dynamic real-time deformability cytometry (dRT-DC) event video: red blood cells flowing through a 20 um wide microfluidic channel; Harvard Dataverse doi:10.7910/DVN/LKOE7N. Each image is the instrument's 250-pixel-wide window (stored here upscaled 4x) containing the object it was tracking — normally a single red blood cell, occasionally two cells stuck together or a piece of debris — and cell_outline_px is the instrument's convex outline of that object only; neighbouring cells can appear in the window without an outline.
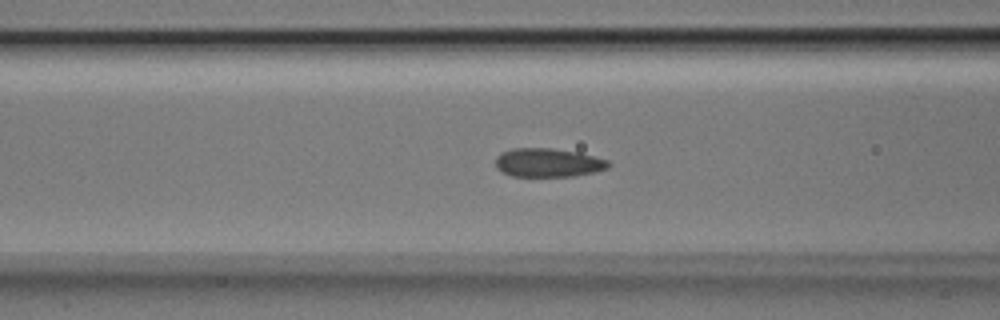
{"species": "Egyptian fruit bat (a non-hibernating species)", "species_latin": "Rousettus aegyptiacus", "temperature_condition": "room temperature", "stored_images_in_passage": 47, "camera_frame_rate_fps": 3000, "um_per_image_px": 0.085, "animal": {"sex": "male"}, "frame": {"image": 1, "passage_image": 16, "time_ms": 5.0, "image_size_px": [1000, 320], "cell_outline_px": [[612, 164], [608, 168], [592, 172], [572, 176], [512, 176], [496, 168], [496, 156], [500, 152], [512, 148], [552, 148], [580, 152], [608, 160]], "centroid_in_image_um": [46.58, 13.81], "position_along_channel_um": 120.0, "area_um2": 18.96}}
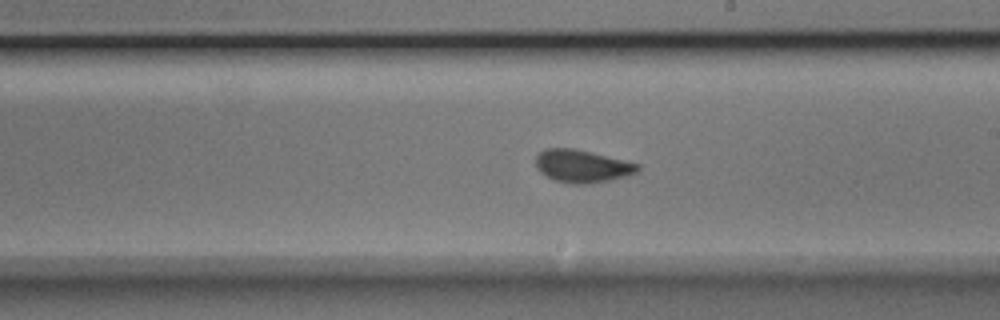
{"frame": {"image": 2, "passage_image": 25, "time_ms": 8.0, "image_size_px": [1000, 320], "cell_outline_px": [[640, 168], [636, 172], [628, 176], [588, 184], [572, 184], [556, 180], [540, 172], [536, 168], [536, 156], [544, 148], [572, 148], [640, 164]], "centroid_in_image_um": [49.47, 14.12], "position_along_channel_um": 239.5, "area_um2": 19.19}}
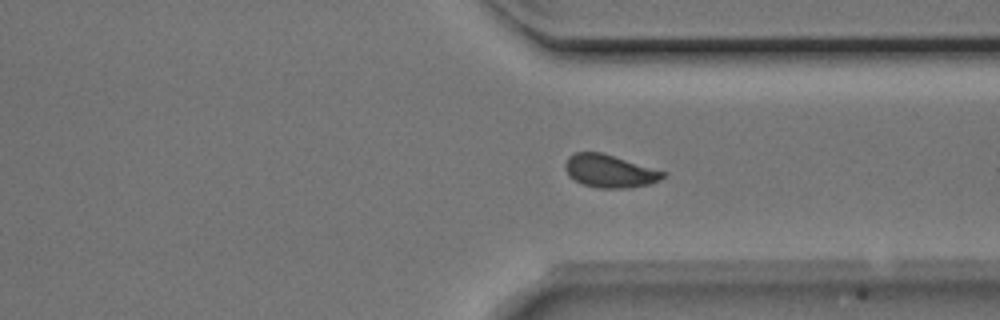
{"frame": {"image": 3, "passage_image": 34, "time_ms": 11.0, "image_size_px": [1000, 320], "cell_outline_px": [[668, 176], [660, 180], [648, 184], [628, 188], [596, 188], [584, 184], [568, 176], [564, 168], [564, 164], [568, 156], [576, 152], [600, 152], [668, 172]], "centroid_in_image_um": [51.84, 14.54], "position_along_channel_um": 359.6, "area_um2": 18.84}, "authors_computed_cell_mechanics": {"area_um2": 18.9584, "velocity_mm_per_s": 3.9962, "shape_relaxation_time_tau1_ms": 3.9175, "shape_relaxation_time_tau2_ms": null, "deformation_change_tau1": 0.1014, "deformation_change_tau2": null}}